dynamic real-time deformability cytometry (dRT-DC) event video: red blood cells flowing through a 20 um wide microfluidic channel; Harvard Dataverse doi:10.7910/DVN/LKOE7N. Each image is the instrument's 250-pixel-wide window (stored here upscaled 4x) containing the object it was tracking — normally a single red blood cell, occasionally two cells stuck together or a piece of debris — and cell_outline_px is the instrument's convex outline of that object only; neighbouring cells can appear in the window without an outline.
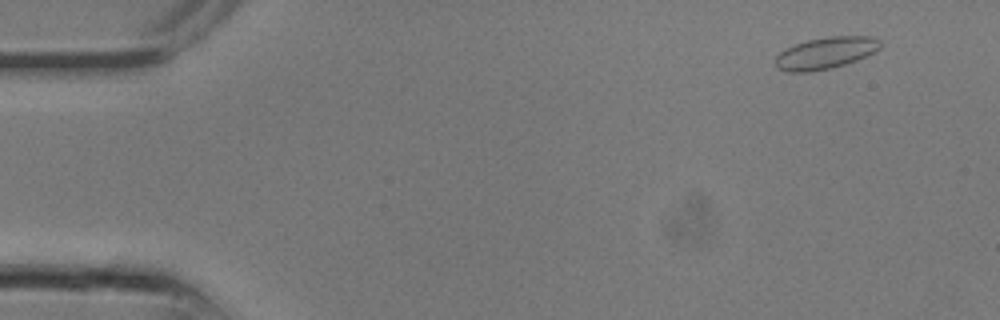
{"species": "common noctule bat (a hibernating species)", "species_latin": "Nyctalus noctula", "temperature_condition": "room temperature", "stored_images_in_passage": 17, "camera_frame_rate_fps": 3000, "um_per_image_px": 0.085, "animal": {"sex": "male", "body_mass_g": 13.3}, "frame": {"image": 1, "passage_image": 3, "time_ms": 0.667, "image_size_px": [1000, 320], "cell_outline_px": [[880, 48], [856, 60], [832, 68], [812, 72], [788, 72], [776, 68], [776, 56], [780, 52], [796, 44], [808, 40], [832, 36], [872, 36], [880, 40]], "centroid_in_image_um": [70.16, 4.51], "position_along_channel_um": 14.8, "area_um2": 19.19}}
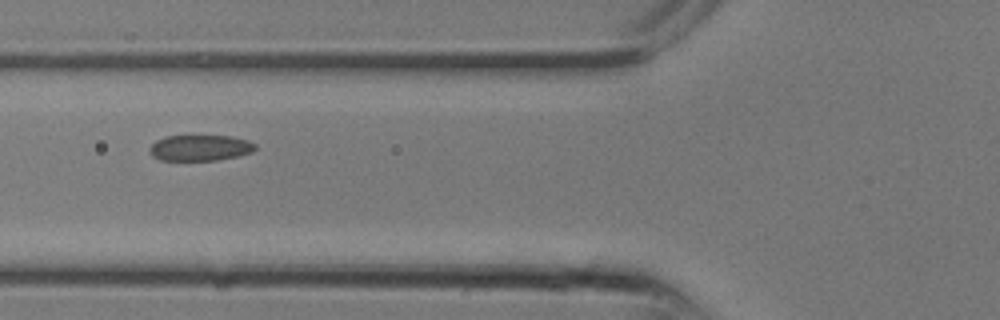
{"frame": {"image": 2, "passage_image": 11, "time_ms": 3.333, "image_size_px": [1000, 320], "cell_outline_px": [[256, 148], [252, 152], [236, 156], [216, 160], [160, 160], [152, 156], [148, 152], [148, 148], [156, 140], [164, 136], [232, 136], [248, 140], [256, 144]], "centroid_in_image_um": [16.98, 12.56], "position_along_channel_um": 108.8, "area_um2": 16.01}}
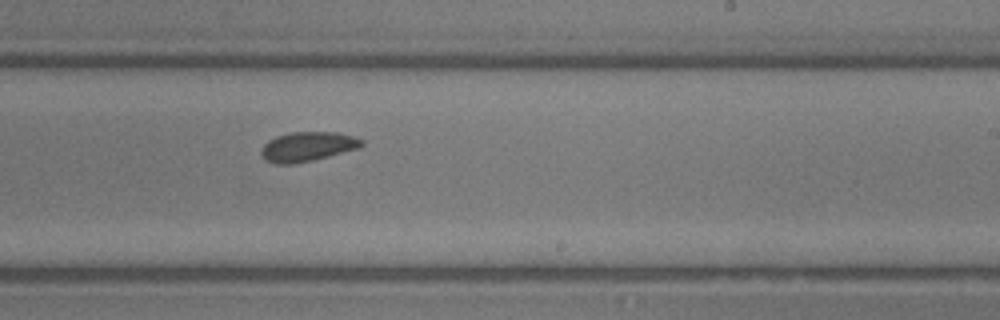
{"frame": {"image": 3, "passage_image": 17, "time_ms": 5.333, "image_size_px": [1000, 320], "cell_outline_px": [[364, 144], [360, 148], [312, 160], [292, 164], [276, 164], [268, 160], [260, 152], [264, 144], [268, 140], [276, 136], [292, 132], [336, 132], [352, 136], [364, 140]], "centroid_in_image_um": [26.17, 12.45], "position_along_channel_um": 262.8, "area_um2": 17.11}}